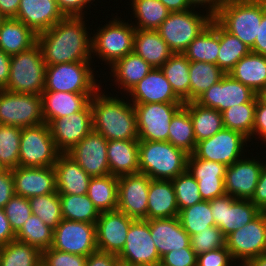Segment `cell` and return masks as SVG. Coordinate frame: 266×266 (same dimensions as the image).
I'll return each mask as SVG.
<instances>
[{
	"label": "cell",
	"instance_id": "681fc988",
	"mask_svg": "<svg viewBox=\"0 0 266 266\" xmlns=\"http://www.w3.org/2000/svg\"><path fill=\"white\" fill-rule=\"evenodd\" d=\"M33 215L38 216L51 229L63 220L61 203L57 192L29 198Z\"/></svg>",
	"mask_w": 266,
	"mask_h": 266
},
{
	"label": "cell",
	"instance_id": "3957f363",
	"mask_svg": "<svg viewBox=\"0 0 266 266\" xmlns=\"http://www.w3.org/2000/svg\"><path fill=\"white\" fill-rule=\"evenodd\" d=\"M139 173L155 180H173L187 170L189 154L168 141L138 140Z\"/></svg>",
	"mask_w": 266,
	"mask_h": 266
},
{
	"label": "cell",
	"instance_id": "7402d4cb",
	"mask_svg": "<svg viewBox=\"0 0 266 266\" xmlns=\"http://www.w3.org/2000/svg\"><path fill=\"white\" fill-rule=\"evenodd\" d=\"M134 221L119 210L101 212L96 222L97 250L118 255L125 246L129 228Z\"/></svg>",
	"mask_w": 266,
	"mask_h": 266
},
{
	"label": "cell",
	"instance_id": "ffe728a7",
	"mask_svg": "<svg viewBox=\"0 0 266 266\" xmlns=\"http://www.w3.org/2000/svg\"><path fill=\"white\" fill-rule=\"evenodd\" d=\"M48 125L58 151L67 153L93 130L91 104L69 117L54 119Z\"/></svg>",
	"mask_w": 266,
	"mask_h": 266
},
{
	"label": "cell",
	"instance_id": "e7e4bbea",
	"mask_svg": "<svg viewBox=\"0 0 266 266\" xmlns=\"http://www.w3.org/2000/svg\"><path fill=\"white\" fill-rule=\"evenodd\" d=\"M117 259L116 254L97 250L87 256L85 266H114Z\"/></svg>",
	"mask_w": 266,
	"mask_h": 266
},
{
	"label": "cell",
	"instance_id": "f5cc1de1",
	"mask_svg": "<svg viewBox=\"0 0 266 266\" xmlns=\"http://www.w3.org/2000/svg\"><path fill=\"white\" fill-rule=\"evenodd\" d=\"M190 245L193 251L199 255L226 246V237L217 226H211L191 235Z\"/></svg>",
	"mask_w": 266,
	"mask_h": 266
},
{
	"label": "cell",
	"instance_id": "836d02e7",
	"mask_svg": "<svg viewBox=\"0 0 266 266\" xmlns=\"http://www.w3.org/2000/svg\"><path fill=\"white\" fill-rule=\"evenodd\" d=\"M37 43L35 34L23 22L6 18L0 26V49L12 56L26 51Z\"/></svg>",
	"mask_w": 266,
	"mask_h": 266
},
{
	"label": "cell",
	"instance_id": "a7ac6f4b",
	"mask_svg": "<svg viewBox=\"0 0 266 266\" xmlns=\"http://www.w3.org/2000/svg\"><path fill=\"white\" fill-rule=\"evenodd\" d=\"M20 0H0V13L5 18H15L19 9Z\"/></svg>",
	"mask_w": 266,
	"mask_h": 266
},
{
	"label": "cell",
	"instance_id": "f6af8a7d",
	"mask_svg": "<svg viewBox=\"0 0 266 266\" xmlns=\"http://www.w3.org/2000/svg\"><path fill=\"white\" fill-rule=\"evenodd\" d=\"M42 252L32 245L13 240L0 250V266H39Z\"/></svg>",
	"mask_w": 266,
	"mask_h": 266
},
{
	"label": "cell",
	"instance_id": "91938a15",
	"mask_svg": "<svg viewBox=\"0 0 266 266\" xmlns=\"http://www.w3.org/2000/svg\"><path fill=\"white\" fill-rule=\"evenodd\" d=\"M256 136V137H255ZM261 137V138H260ZM261 140L266 146V104L256 99L255 117L252 130V136L249 142H254L252 139Z\"/></svg>",
	"mask_w": 266,
	"mask_h": 266
},
{
	"label": "cell",
	"instance_id": "8992f818",
	"mask_svg": "<svg viewBox=\"0 0 266 266\" xmlns=\"http://www.w3.org/2000/svg\"><path fill=\"white\" fill-rule=\"evenodd\" d=\"M262 16L263 0H244L223 5L214 19L251 50Z\"/></svg>",
	"mask_w": 266,
	"mask_h": 266
},
{
	"label": "cell",
	"instance_id": "2644e50d",
	"mask_svg": "<svg viewBox=\"0 0 266 266\" xmlns=\"http://www.w3.org/2000/svg\"><path fill=\"white\" fill-rule=\"evenodd\" d=\"M163 5L171 12L190 10L188 0H160Z\"/></svg>",
	"mask_w": 266,
	"mask_h": 266
},
{
	"label": "cell",
	"instance_id": "4316f807",
	"mask_svg": "<svg viewBox=\"0 0 266 266\" xmlns=\"http://www.w3.org/2000/svg\"><path fill=\"white\" fill-rule=\"evenodd\" d=\"M95 93H69L43 91L41 93L44 122L49 124L54 119L69 117L82 111Z\"/></svg>",
	"mask_w": 266,
	"mask_h": 266
},
{
	"label": "cell",
	"instance_id": "d6a6232c",
	"mask_svg": "<svg viewBox=\"0 0 266 266\" xmlns=\"http://www.w3.org/2000/svg\"><path fill=\"white\" fill-rule=\"evenodd\" d=\"M133 52L153 68H160L174 53L157 30L136 29Z\"/></svg>",
	"mask_w": 266,
	"mask_h": 266
},
{
	"label": "cell",
	"instance_id": "bcb514c9",
	"mask_svg": "<svg viewBox=\"0 0 266 266\" xmlns=\"http://www.w3.org/2000/svg\"><path fill=\"white\" fill-rule=\"evenodd\" d=\"M15 240L37 247L42 252L52 245L53 229L38 216L31 214L16 234Z\"/></svg>",
	"mask_w": 266,
	"mask_h": 266
},
{
	"label": "cell",
	"instance_id": "e575fe53",
	"mask_svg": "<svg viewBox=\"0 0 266 266\" xmlns=\"http://www.w3.org/2000/svg\"><path fill=\"white\" fill-rule=\"evenodd\" d=\"M228 74L257 94L266 84V56L250 51L234 65Z\"/></svg>",
	"mask_w": 266,
	"mask_h": 266
},
{
	"label": "cell",
	"instance_id": "2e32d148",
	"mask_svg": "<svg viewBox=\"0 0 266 266\" xmlns=\"http://www.w3.org/2000/svg\"><path fill=\"white\" fill-rule=\"evenodd\" d=\"M256 93L228 73L211 86L195 102L203 107L213 108L220 113L233 106L256 103Z\"/></svg>",
	"mask_w": 266,
	"mask_h": 266
},
{
	"label": "cell",
	"instance_id": "b9fcfbb0",
	"mask_svg": "<svg viewBox=\"0 0 266 266\" xmlns=\"http://www.w3.org/2000/svg\"><path fill=\"white\" fill-rule=\"evenodd\" d=\"M6 18L0 13V26Z\"/></svg>",
	"mask_w": 266,
	"mask_h": 266
},
{
	"label": "cell",
	"instance_id": "7bdbcfd3",
	"mask_svg": "<svg viewBox=\"0 0 266 266\" xmlns=\"http://www.w3.org/2000/svg\"><path fill=\"white\" fill-rule=\"evenodd\" d=\"M225 74L216 64L190 61V102L219 82Z\"/></svg>",
	"mask_w": 266,
	"mask_h": 266
},
{
	"label": "cell",
	"instance_id": "8c879c8a",
	"mask_svg": "<svg viewBox=\"0 0 266 266\" xmlns=\"http://www.w3.org/2000/svg\"><path fill=\"white\" fill-rule=\"evenodd\" d=\"M253 266H266V253L250 260Z\"/></svg>",
	"mask_w": 266,
	"mask_h": 266
},
{
	"label": "cell",
	"instance_id": "2a66077c",
	"mask_svg": "<svg viewBox=\"0 0 266 266\" xmlns=\"http://www.w3.org/2000/svg\"><path fill=\"white\" fill-rule=\"evenodd\" d=\"M114 266H135V265H132L131 263L129 262H126V261H123L121 259H117Z\"/></svg>",
	"mask_w": 266,
	"mask_h": 266
},
{
	"label": "cell",
	"instance_id": "db71d44e",
	"mask_svg": "<svg viewBox=\"0 0 266 266\" xmlns=\"http://www.w3.org/2000/svg\"><path fill=\"white\" fill-rule=\"evenodd\" d=\"M3 210L15 234L32 214L29 199L16 194L6 203Z\"/></svg>",
	"mask_w": 266,
	"mask_h": 266
},
{
	"label": "cell",
	"instance_id": "ee69618b",
	"mask_svg": "<svg viewBox=\"0 0 266 266\" xmlns=\"http://www.w3.org/2000/svg\"><path fill=\"white\" fill-rule=\"evenodd\" d=\"M250 48L239 38L230 34L219 24V52L217 65L228 73L234 65L250 52Z\"/></svg>",
	"mask_w": 266,
	"mask_h": 266
},
{
	"label": "cell",
	"instance_id": "8d00e7d4",
	"mask_svg": "<svg viewBox=\"0 0 266 266\" xmlns=\"http://www.w3.org/2000/svg\"><path fill=\"white\" fill-rule=\"evenodd\" d=\"M190 61L182 53H174L160 69L175 95L183 102H190Z\"/></svg>",
	"mask_w": 266,
	"mask_h": 266
},
{
	"label": "cell",
	"instance_id": "7c38bea8",
	"mask_svg": "<svg viewBox=\"0 0 266 266\" xmlns=\"http://www.w3.org/2000/svg\"><path fill=\"white\" fill-rule=\"evenodd\" d=\"M183 104H133L139 132L138 140L168 141L171 119Z\"/></svg>",
	"mask_w": 266,
	"mask_h": 266
},
{
	"label": "cell",
	"instance_id": "83f0119b",
	"mask_svg": "<svg viewBox=\"0 0 266 266\" xmlns=\"http://www.w3.org/2000/svg\"><path fill=\"white\" fill-rule=\"evenodd\" d=\"M147 221L151 238L161 258L174 249L191 247L190 235L183 229L179 217Z\"/></svg>",
	"mask_w": 266,
	"mask_h": 266
},
{
	"label": "cell",
	"instance_id": "74e56055",
	"mask_svg": "<svg viewBox=\"0 0 266 266\" xmlns=\"http://www.w3.org/2000/svg\"><path fill=\"white\" fill-rule=\"evenodd\" d=\"M183 106L189 111L196 143L212 137L224 128L223 115L218 110L203 107L195 101L184 103Z\"/></svg>",
	"mask_w": 266,
	"mask_h": 266
},
{
	"label": "cell",
	"instance_id": "cb8c5ba5",
	"mask_svg": "<svg viewBox=\"0 0 266 266\" xmlns=\"http://www.w3.org/2000/svg\"><path fill=\"white\" fill-rule=\"evenodd\" d=\"M12 176L15 194L24 198L57 192L54 166H18L12 170Z\"/></svg>",
	"mask_w": 266,
	"mask_h": 266
},
{
	"label": "cell",
	"instance_id": "6da1fadb",
	"mask_svg": "<svg viewBox=\"0 0 266 266\" xmlns=\"http://www.w3.org/2000/svg\"><path fill=\"white\" fill-rule=\"evenodd\" d=\"M84 18L86 17H65L37 35V44L46 66L93 61L92 32L89 33L90 28Z\"/></svg>",
	"mask_w": 266,
	"mask_h": 266
},
{
	"label": "cell",
	"instance_id": "d4e9b609",
	"mask_svg": "<svg viewBox=\"0 0 266 266\" xmlns=\"http://www.w3.org/2000/svg\"><path fill=\"white\" fill-rule=\"evenodd\" d=\"M64 18L56 0H20L15 17L37 35L50 29Z\"/></svg>",
	"mask_w": 266,
	"mask_h": 266
},
{
	"label": "cell",
	"instance_id": "5bb4252c",
	"mask_svg": "<svg viewBox=\"0 0 266 266\" xmlns=\"http://www.w3.org/2000/svg\"><path fill=\"white\" fill-rule=\"evenodd\" d=\"M226 247L234 261H250L266 253V212L229 234Z\"/></svg>",
	"mask_w": 266,
	"mask_h": 266
},
{
	"label": "cell",
	"instance_id": "8fae6325",
	"mask_svg": "<svg viewBox=\"0 0 266 266\" xmlns=\"http://www.w3.org/2000/svg\"><path fill=\"white\" fill-rule=\"evenodd\" d=\"M247 142L249 139L240 132L223 128L212 137L197 142L193 155L230 166L246 156Z\"/></svg>",
	"mask_w": 266,
	"mask_h": 266
},
{
	"label": "cell",
	"instance_id": "ab89813d",
	"mask_svg": "<svg viewBox=\"0 0 266 266\" xmlns=\"http://www.w3.org/2000/svg\"><path fill=\"white\" fill-rule=\"evenodd\" d=\"M136 29L157 30L170 12L160 0H129Z\"/></svg>",
	"mask_w": 266,
	"mask_h": 266
},
{
	"label": "cell",
	"instance_id": "816d5d0a",
	"mask_svg": "<svg viewBox=\"0 0 266 266\" xmlns=\"http://www.w3.org/2000/svg\"><path fill=\"white\" fill-rule=\"evenodd\" d=\"M172 181L179 211L203 201L197 181L188 170Z\"/></svg>",
	"mask_w": 266,
	"mask_h": 266
},
{
	"label": "cell",
	"instance_id": "44dd1931",
	"mask_svg": "<svg viewBox=\"0 0 266 266\" xmlns=\"http://www.w3.org/2000/svg\"><path fill=\"white\" fill-rule=\"evenodd\" d=\"M107 146L108 140L92 130L66 154L90 177H101L110 174Z\"/></svg>",
	"mask_w": 266,
	"mask_h": 266
},
{
	"label": "cell",
	"instance_id": "4fadbf2b",
	"mask_svg": "<svg viewBox=\"0 0 266 266\" xmlns=\"http://www.w3.org/2000/svg\"><path fill=\"white\" fill-rule=\"evenodd\" d=\"M209 202L215 226L223 232L225 237L250 223L261 213L251 200L236 199L227 194Z\"/></svg>",
	"mask_w": 266,
	"mask_h": 266
},
{
	"label": "cell",
	"instance_id": "484cf974",
	"mask_svg": "<svg viewBox=\"0 0 266 266\" xmlns=\"http://www.w3.org/2000/svg\"><path fill=\"white\" fill-rule=\"evenodd\" d=\"M126 96L132 104L183 103L160 68H152Z\"/></svg>",
	"mask_w": 266,
	"mask_h": 266
},
{
	"label": "cell",
	"instance_id": "003e7915",
	"mask_svg": "<svg viewBox=\"0 0 266 266\" xmlns=\"http://www.w3.org/2000/svg\"><path fill=\"white\" fill-rule=\"evenodd\" d=\"M11 56L0 49V90L5 89L10 75Z\"/></svg>",
	"mask_w": 266,
	"mask_h": 266
},
{
	"label": "cell",
	"instance_id": "753ad0ef",
	"mask_svg": "<svg viewBox=\"0 0 266 266\" xmlns=\"http://www.w3.org/2000/svg\"><path fill=\"white\" fill-rule=\"evenodd\" d=\"M256 97L260 102L266 104V84L258 91Z\"/></svg>",
	"mask_w": 266,
	"mask_h": 266
},
{
	"label": "cell",
	"instance_id": "680465c9",
	"mask_svg": "<svg viewBox=\"0 0 266 266\" xmlns=\"http://www.w3.org/2000/svg\"><path fill=\"white\" fill-rule=\"evenodd\" d=\"M56 1L59 9L61 10V12L65 17H85L87 16L86 15L87 10H90V8L92 7L91 4L93 5V2L95 0H56Z\"/></svg>",
	"mask_w": 266,
	"mask_h": 266
},
{
	"label": "cell",
	"instance_id": "7a4b0ae2",
	"mask_svg": "<svg viewBox=\"0 0 266 266\" xmlns=\"http://www.w3.org/2000/svg\"><path fill=\"white\" fill-rule=\"evenodd\" d=\"M105 93L107 92L100 88L90 100L93 131L100 133L108 141L138 140L134 105L126 96L118 97L119 94Z\"/></svg>",
	"mask_w": 266,
	"mask_h": 266
},
{
	"label": "cell",
	"instance_id": "11a10c76",
	"mask_svg": "<svg viewBox=\"0 0 266 266\" xmlns=\"http://www.w3.org/2000/svg\"><path fill=\"white\" fill-rule=\"evenodd\" d=\"M87 256L55 250L52 247L42 251L43 266H85Z\"/></svg>",
	"mask_w": 266,
	"mask_h": 266
},
{
	"label": "cell",
	"instance_id": "f546056e",
	"mask_svg": "<svg viewBox=\"0 0 266 266\" xmlns=\"http://www.w3.org/2000/svg\"><path fill=\"white\" fill-rule=\"evenodd\" d=\"M178 216L179 209L172 181L151 179L148 190L147 220Z\"/></svg>",
	"mask_w": 266,
	"mask_h": 266
},
{
	"label": "cell",
	"instance_id": "09005b40",
	"mask_svg": "<svg viewBox=\"0 0 266 266\" xmlns=\"http://www.w3.org/2000/svg\"><path fill=\"white\" fill-rule=\"evenodd\" d=\"M6 169L1 165V163H0V174L2 173V172H4Z\"/></svg>",
	"mask_w": 266,
	"mask_h": 266
},
{
	"label": "cell",
	"instance_id": "f1b7e54d",
	"mask_svg": "<svg viewBox=\"0 0 266 266\" xmlns=\"http://www.w3.org/2000/svg\"><path fill=\"white\" fill-rule=\"evenodd\" d=\"M58 194L85 195L91 177L66 153H61L54 164Z\"/></svg>",
	"mask_w": 266,
	"mask_h": 266
},
{
	"label": "cell",
	"instance_id": "c3c4849f",
	"mask_svg": "<svg viewBox=\"0 0 266 266\" xmlns=\"http://www.w3.org/2000/svg\"><path fill=\"white\" fill-rule=\"evenodd\" d=\"M22 128L11 125L0 126V163L6 170L19 166V147Z\"/></svg>",
	"mask_w": 266,
	"mask_h": 266
},
{
	"label": "cell",
	"instance_id": "94428289",
	"mask_svg": "<svg viewBox=\"0 0 266 266\" xmlns=\"http://www.w3.org/2000/svg\"><path fill=\"white\" fill-rule=\"evenodd\" d=\"M14 180L12 170H5L0 174V208L3 209L6 203L13 197Z\"/></svg>",
	"mask_w": 266,
	"mask_h": 266
},
{
	"label": "cell",
	"instance_id": "11e5206c",
	"mask_svg": "<svg viewBox=\"0 0 266 266\" xmlns=\"http://www.w3.org/2000/svg\"><path fill=\"white\" fill-rule=\"evenodd\" d=\"M232 265H234V266H253L250 261H244V260H238V261L235 260V263L233 261L231 266Z\"/></svg>",
	"mask_w": 266,
	"mask_h": 266
},
{
	"label": "cell",
	"instance_id": "f35d334b",
	"mask_svg": "<svg viewBox=\"0 0 266 266\" xmlns=\"http://www.w3.org/2000/svg\"><path fill=\"white\" fill-rule=\"evenodd\" d=\"M118 177L111 174L91 177L87 196L101 212L117 210Z\"/></svg>",
	"mask_w": 266,
	"mask_h": 266
},
{
	"label": "cell",
	"instance_id": "5b68a950",
	"mask_svg": "<svg viewBox=\"0 0 266 266\" xmlns=\"http://www.w3.org/2000/svg\"><path fill=\"white\" fill-rule=\"evenodd\" d=\"M93 62L94 60L47 65L43 91L96 93L103 85L95 79Z\"/></svg>",
	"mask_w": 266,
	"mask_h": 266
},
{
	"label": "cell",
	"instance_id": "f907efd6",
	"mask_svg": "<svg viewBox=\"0 0 266 266\" xmlns=\"http://www.w3.org/2000/svg\"><path fill=\"white\" fill-rule=\"evenodd\" d=\"M256 103H244L222 112L224 128L240 132L248 139L252 136Z\"/></svg>",
	"mask_w": 266,
	"mask_h": 266
},
{
	"label": "cell",
	"instance_id": "60d3db41",
	"mask_svg": "<svg viewBox=\"0 0 266 266\" xmlns=\"http://www.w3.org/2000/svg\"><path fill=\"white\" fill-rule=\"evenodd\" d=\"M168 142L184 150L189 155L195 151L197 143L193 123L189 111L184 106L171 119Z\"/></svg>",
	"mask_w": 266,
	"mask_h": 266
},
{
	"label": "cell",
	"instance_id": "03108f58",
	"mask_svg": "<svg viewBox=\"0 0 266 266\" xmlns=\"http://www.w3.org/2000/svg\"><path fill=\"white\" fill-rule=\"evenodd\" d=\"M15 236L16 234L11 228L10 222L6 217L4 210L0 208V247L15 240Z\"/></svg>",
	"mask_w": 266,
	"mask_h": 266
},
{
	"label": "cell",
	"instance_id": "d590c367",
	"mask_svg": "<svg viewBox=\"0 0 266 266\" xmlns=\"http://www.w3.org/2000/svg\"><path fill=\"white\" fill-rule=\"evenodd\" d=\"M219 52V23L213 18L210 24L189 44L183 53L191 62L217 65Z\"/></svg>",
	"mask_w": 266,
	"mask_h": 266
},
{
	"label": "cell",
	"instance_id": "e0dca14e",
	"mask_svg": "<svg viewBox=\"0 0 266 266\" xmlns=\"http://www.w3.org/2000/svg\"><path fill=\"white\" fill-rule=\"evenodd\" d=\"M117 256L135 266L160 265L161 257L151 238L147 220H135L131 224L125 246Z\"/></svg>",
	"mask_w": 266,
	"mask_h": 266
},
{
	"label": "cell",
	"instance_id": "34e18365",
	"mask_svg": "<svg viewBox=\"0 0 266 266\" xmlns=\"http://www.w3.org/2000/svg\"><path fill=\"white\" fill-rule=\"evenodd\" d=\"M239 1H244V0H217V14L220 11V8L228 3H234V2H239Z\"/></svg>",
	"mask_w": 266,
	"mask_h": 266
},
{
	"label": "cell",
	"instance_id": "4dcf8cb0",
	"mask_svg": "<svg viewBox=\"0 0 266 266\" xmlns=\"http://www.w3.org/2000/svg\"><path fill=\"white\" fill-rule=\"evenodd\" d=\"M107 158L113 176L139 173L138 140H109Z\"/></svg>",
	"mask_w": 266,
	"mask_h": 266
},
{
	"label": "cell",
	"instance_id": "1f68e13d",
	"mask_svg": "<svg viewBox=\"0 0 266 266\" xmlns=\"http://www.w3.org/2000/svg\"><path fill=\"white\" fill-rule=\"evenodd\" d=\"M152 68L142 57L131 52L110 66L108 73L113 77V83L127 95Z\"/></svg>",
	"mask_w": 266,
	"mask_h": 266
},
{
	"label": "cell",
	"instance_id": "9c48e42d",
	"mask_svg": "<svg viewBox=\"0 0 266 266\" xmlns=\"http://www.w3.org/2000/svg\"><path fill=\"white\" fill-rule=\"evenodd\" d=\"M61 153L56 148L49 125L23 127L20 137L19 166H54Z\"/></svg>",
	"mask_w": 266,
	"mask_h": 266
},
{
	"label": "cell",
	"instance_id": "d6986e66",
	"mask_svg": "<svg viewBox=\"0 0 266 266\" xmlns=\"http://www.w3.org/2000/svg\"><path fill=\"white\" fill-rule=\"evenodd\" d=\"M250 157L251 159L246 155V157L244 156L227 166L224 179L227 195L236 199L249 200L254 195L265 161L260 159V156H257L258 158Z\"/></svg>",
	"mask_w": 266,
	"mask_h": 266
},
{
	"label": "cell",
	"instance_id": "be15d7a7",
	"mask_svg": "<svg viewBox=\"0 0 266 266\" xmlns=\"http://www.w3.org/2000/svg\"><path fill=\"white\" fill-rule=\"evenodd\" d=\"M251 52L266 56V0H263L262 21Z\"/></svg>",
	"mask_w": 266,
	"mask_h": 266
},
{
	"label": "cell",
	"instance_id": "9a60e30c",
	"mask_svg": "<svg viewBox=\"0 0 266 266\" xmlns=\"http://www.w3.org/2000/svg\"><path fill=\"white\" fill-rule=\"evenodd\" d=\"M51 247L67 253L89 256L97 251L96 224L63 219L53 230Z\"/></svg>",
	"mask_w": 266,
	"mask_h": 266
},
{
	"label": "cell",
	"instance_id": "30bf717a",
	"mask_svg": "<svg viewBox=\"0 0 266 266\" xmlns=\"http://www.w3.org/2000/svg\"><path fill=\"white\" fill-rule=\"evenodd\" d=\"M0 123L20 128L44 123L41 95L1 89Z\"/></svg>",
	"mask_w": 266,
	"mask_h": 266
},
{
	"label": "cell",
	"instance_id": "6125c7cd",
	"mask_svg": "<svg viewBox=\"0 0 266 266\" xmlns=\"http://www.w3.org/2000/svg\"><path fill=\"white\" fill-rule=\"evenodd\" d=\"M250 200L261 212H266V162L261 171L254 195Z\"/></svg>",
	"mask_w": 266,
	"mask_h": 266
},
{
	"label": "cell",
	"instance_id": "9f6ffc18",
	"mask_svg": "<svg viewBox=\"0 0 266 266\" xmlns=\"http://www.w3.org/2000/svg\"><path fill=\"white\" fill-rule=\"evenodd\" d=\"M197 256L191 247L174 249L161 258L159 266H197Z\"/></svg>",
	"mask_w": 266,
	"mask_h": 266
},
{
	"label": "cell",
	"instance_id": "7dc6e473",
	"mask_svg": "<svg viewBox=\"0 0 266 266\" xmlns=\"http://www.w3.org/2000/svg\"><path fill=\"white\" fill-rule=\"evenodd\" d=\"M179 220L183 229L191 236L206 228L215 226L211 213L210 202L203 200L179 211Z\"/></svg>",
	"mask_w": 266,
	"mask_h": 266
},
{
	"label": "cell",
	"instance_id": "277c9868",
	"mask_svg": "<svg viewBox=\"0 0 266 266\" xmlns=\"http://www.w3.org/2000/svg\"><path fill=\"white\" fill-rule=\"evenodd\" d=\"M114 17L92 34V57L96 56L108 67L133 52L136 31L131 21Z\"/></svg>",
	"mask_w": 266,
	"mask_h": 266
},
{
	"label": "cell",
	"instance_id": "b9f144b4",
	"mask_svg": "<svg viewBox=\"0 0 266 266\" xmlns=\"http://www.w3.org/2000/svg\"><path fill=\"white\" fill-rule=\"evenodd\" d=\"M63 219L96 224L100 212L85 195L59 194Z\"/></svg>",
	"mask_w": 266,
	"mask_h": 266
},
{
	"label": "cell",
	"instance_id": "6f0895ef",
	"mask_svg": "<svg viewBox=\"0 0 266 266\" xmlns=\"http://www.w3.org/2000/svg\"><path fill=\"white\" fill-rule=\"evenodd\" d=\"M233 261L226 246L197 256V266H231Z\"/></svg>",
	"mask_w": 266,
	"mask_h": 266
},
{
	"label": "cell",
	"instance_id": "52a82bcc",
	"mask_svg": "<svg viewBox=\"0 0 266 266\" xmlns=\"http://www.w3.org/2000/svg\"><path fill=\"white\" fill-rule=\"evenodd\" d=\"M46 64L39 45L11 56L10 75L5 90L38 94L44 90Z\"/></svg>",
	"mask_w": 266,
	"mask_h": 266
},
{
	"label": "cell",
	"instance_id": "ac0fdd59",
	"mask_svg": "<svg viewBox=\"0 0 266 266\" xmlns=\"http://www.w3.org/2000/svg\"><path fill=\"white\" fill-rule=\"evenodd\" d=\"M150 181L143 173L119 176L117 210L134 220H147Z\"/></svg>",
	"mask_w": 266,
	"mask_h": 266
},
{
	"label": "cell",
	"instance_id": "603a6c76",
	"mask_svg": "<svg viewBox=\"0 0 266 266\" xmlns=\"http://www.w3.org/2000/svg\"><path fill=\"white\" fill-rule=\"evenodd\" d=\"M226 168L223 163L196 158L193 154L187 159V170L197 181L199 193L205 201L226 194L224 183Z\"/></svg>",
	"mask_w": 266,
	"mask_h": 266
},
{
	"label": "cell",
	"instance_id": "ba28073f",
	"mask_svg": "<svg viewBox=\"0 0 266 266\" xmlns=\"http://www.w3.org/2000/svg\"><path fill=\"white\" fill-rule=\"evenodd\" d=\"M197 10L195 11L192 8L185 11L170 12L169 16L157 29L161 38L168 44L173 53L183 54L189 44L213 19L208 13L205 14L203 9H200V12Z\"/></svg>",
	"mask_w": 266,
	"mask_h": 266
},
{
	"label": "cell",
	"instance_id": "89a4df30",
	"mask_svg": "<svg viewBox=\"0 0 266 266\" xmlns=\"http://www.w3.org/2000/svg\"><path fill=\"white\" fill-rule=\"evenodd\" d=\"M189 5L192 8H205L204 10L208 13L212 18L217 15V0H188ZM200 5V6H199Z\"/></svg>",
	"mask_w": 266,
	"mask_h": 266
}]
</instances>
